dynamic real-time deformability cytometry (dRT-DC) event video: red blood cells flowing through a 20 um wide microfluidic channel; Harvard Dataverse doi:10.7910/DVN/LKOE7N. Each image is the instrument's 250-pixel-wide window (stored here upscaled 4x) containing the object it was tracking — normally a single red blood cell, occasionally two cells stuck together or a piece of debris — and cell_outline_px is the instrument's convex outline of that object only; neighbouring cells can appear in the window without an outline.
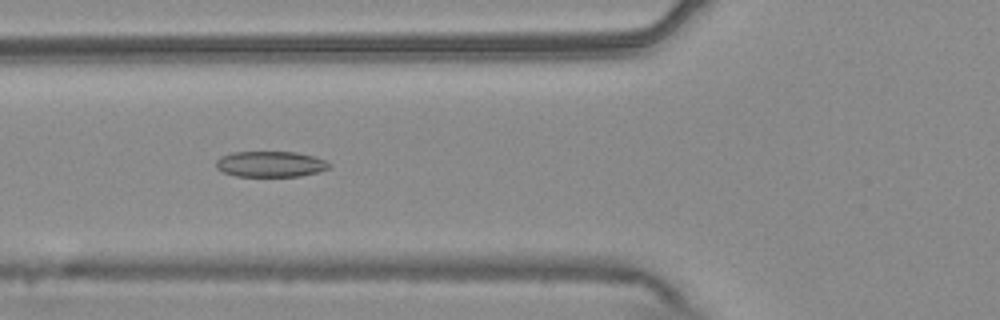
{"species": "common noctule bat (a hibernating species)", "species_latin": "Nyctalus noctula", "temperature_condition": "warm", "stored_images_in_passage": 53, "camera_frame_rate_fps": 3000, "um_per_image_px": 0.085, "animal": {"sex": "male", "body_mass_g": 20.4}, "frame": {"image": 1, "passage_image": 19, "time_ms": 6.0, "image_size_px": [1000, 320], "cell_outline_px": [[332, 164], [328, 168], [320, 172], [300, 176], [236, 176], [224, 172], [216, 168], [216, 160], [220, 156], [232, 152], [296, 152], [312, 156], [324, 160]], "centroid_in_image_um": [22.98, 13.95], "position_along_channel_um": 102.8, "area_um2": 16.99}}
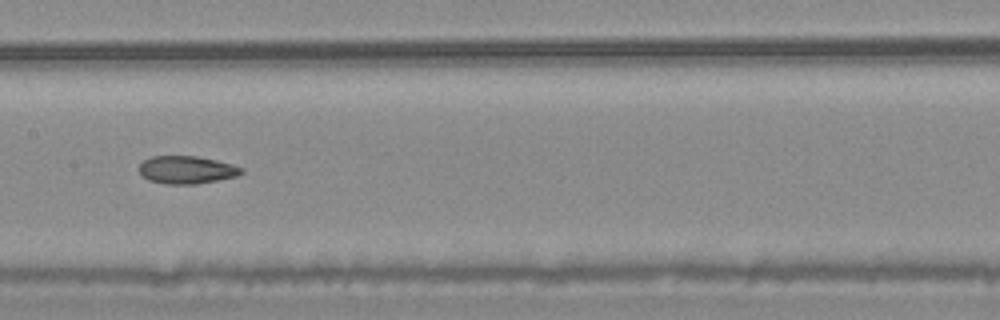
{"frame": {"image": 2, "passage_image": 26, "time_ms": 8.333, "image_size_px": [1000, 320], "cell_outline_px": [[244, 172], [236, 176], [196, 184], [164, 184], [148, 180], [140, 172], [140, 164], [144, 160], [152, 156], [196, 156], [216, 160], [232, 164], [244, 168]], "centroid_in_image_um": [15.88, 14.43], "position_along_channel_um": 191.5, "area_um2": 16.47}}
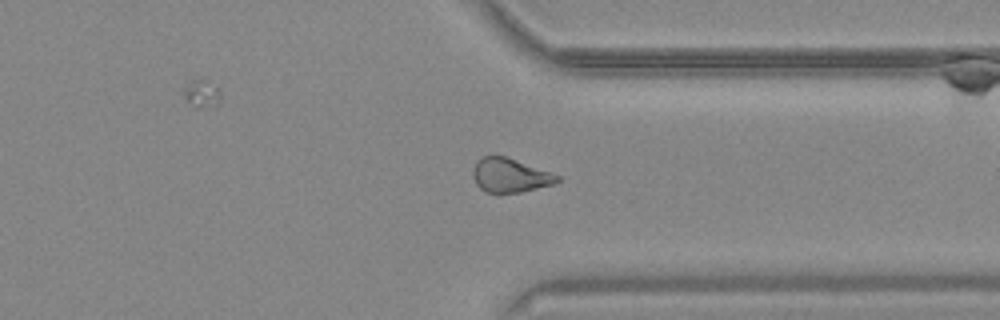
{"frame": {"image": 3, "passage_image": 40, "time_ms": 13.0, "image_size_px": [1000, 320], "cell_outline_px": [[560, 180], [556, 184], [520, 192], [484, 192], [476, 184], [472, 176], [472, 172], [476, 160], [484, 156], [504, 156], [560, 176]], "centroid_in_image_um": [43.33, 14.91], "position_along_channel_um": 368.1, "area_um2": 16.53}, "authors_computed_cell_mechanics": {"area_um2": 17.8024, "velocity_mm_per_s": 3.7935, "shape_relaxation_time_tau1_ms": null, "shape_relaxation_time_tau2_ms": 3.1677, "deformation_change_tau1": null, "deformation_change_tau2": 0.1035}}